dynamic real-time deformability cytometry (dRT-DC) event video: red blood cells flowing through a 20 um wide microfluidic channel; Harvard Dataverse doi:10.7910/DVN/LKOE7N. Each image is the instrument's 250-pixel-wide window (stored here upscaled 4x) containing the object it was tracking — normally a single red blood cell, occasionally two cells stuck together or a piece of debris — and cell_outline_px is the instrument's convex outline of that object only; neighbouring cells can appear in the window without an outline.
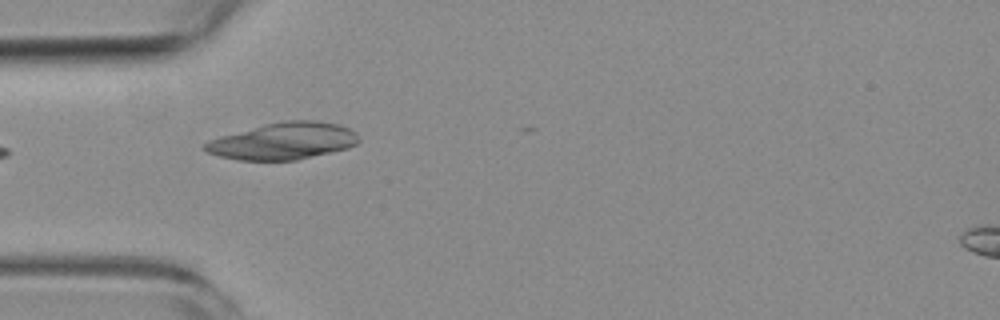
{"species": "common noctule bat (a hibernating species)", "species_latin": "Nyctalus noctula", "temperature_condition": "room temperature", "stored_images_in_passage": 2, "camera_frame_rate_fps": 3000, "um_per_image_px": 0.085, "animal": {"sex": "female", "body_mass_g": 19.3, "forearm_length_mm": 54.1}, "frame": {"image": 1, "passage_image": 1, "time_ms": 0.0, "image_size_px": [1000, 320], "cell_outline_px": [[360, 140], [356, 144], [348, 148], [296, 160], [240, 160], [220, 156], [208, 152], [204, 148], [204, 144], [208, 140], [220, 136], [264, 124], [288, 120], [316, 120], [336, 124], [348, 128], [356, 132]], "centroid_in_image_um": [24.09, 11.98], "position_along_channel_um": 60.9, "area_um2": 32.83}}
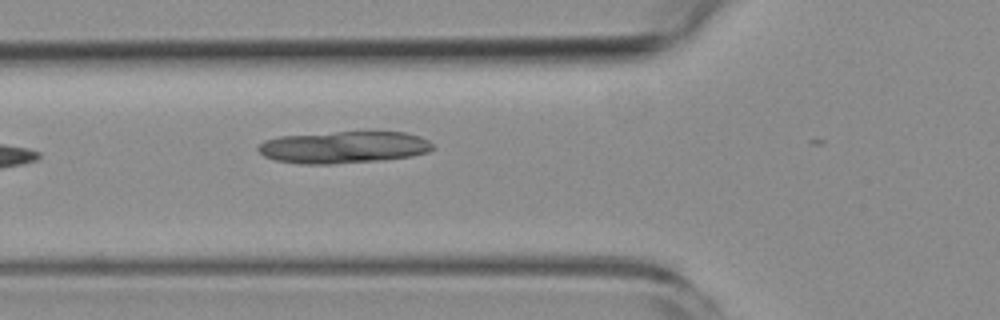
{"frame": {"image": 2, "passage_image": 2, "time_ms": 1.0, "image_size_px": [1000, 320], "cell_outline_px": [[436, 148], [428, 152], [412, 156], [380, 160], [332, 164], [300, 164], [276, 160], [264, 156], [256, 148], [264, 140], [280, 136], [336, 132], [404, 132], [420, 136], [428, 140]], "centroid_in_image_um": [29.22, 12.52], "position_along_channel_um": 96.6, "area_um2": 32.54}}